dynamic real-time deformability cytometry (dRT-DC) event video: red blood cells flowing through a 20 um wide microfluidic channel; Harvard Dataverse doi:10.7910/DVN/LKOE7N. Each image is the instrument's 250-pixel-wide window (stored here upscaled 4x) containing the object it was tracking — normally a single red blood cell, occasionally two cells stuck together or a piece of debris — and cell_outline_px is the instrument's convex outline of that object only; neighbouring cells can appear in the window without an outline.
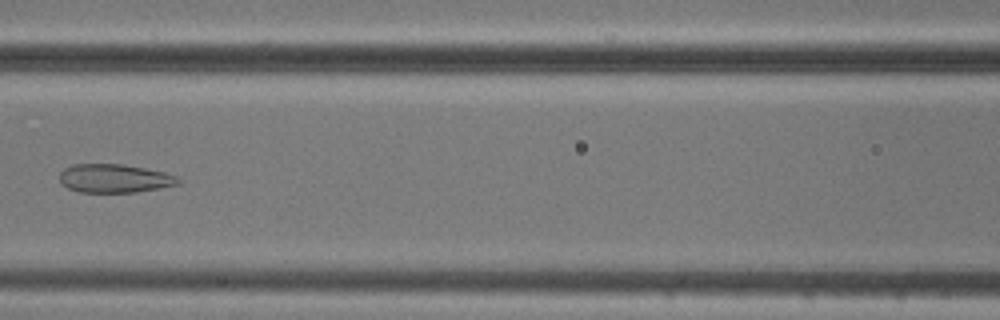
{"species": "common noctule bat (a hibernating species)", "species_latin": "Nyctalus noctula", "temperature_condition": "cold", "stored_images_in_passage": 4, "camera_frame_rate_fps": 3000, "um_per_image_px": 0.085, "animal": {"sex": "male", "body_mass_g": 20.5, "forearm_length_mm": 52.5}, "frame": {"image": 1, "passage_image": 3, "time_ms": 2.333, "image_size_px": [1000, 320], "cell_outline_px": [[180, 184], [160, 188], [136, 192], [80, 192], [68, 188], [60, 184], [60, 172], [64, 168], [72, 164], [124, 164], [164, 172], [176, 176], [180, 180]], "centroid_in_image_um": [9.71, 15.16], "position_along_channel_um": 156.9, "area_um2": 19.83}}
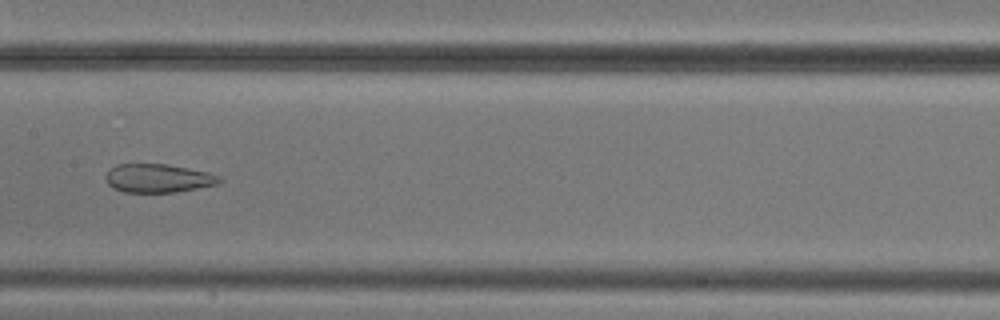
{"frame": {"image": 2, "passage_image": 4, "time_ms": 3.333, "image_size_px": [1000, 320], "cell_outline_px": [[224, 180], [220, 184], [176, 192], [124, 192], [112, 188], [108, 184], [104, 176], [116, 164], [168, 164], [208, 172], [220, 176]], "centroid_in_image_um": [13.47, 15.15], "position_along_channel_um": 193.9, "area_um2": 19.07}}